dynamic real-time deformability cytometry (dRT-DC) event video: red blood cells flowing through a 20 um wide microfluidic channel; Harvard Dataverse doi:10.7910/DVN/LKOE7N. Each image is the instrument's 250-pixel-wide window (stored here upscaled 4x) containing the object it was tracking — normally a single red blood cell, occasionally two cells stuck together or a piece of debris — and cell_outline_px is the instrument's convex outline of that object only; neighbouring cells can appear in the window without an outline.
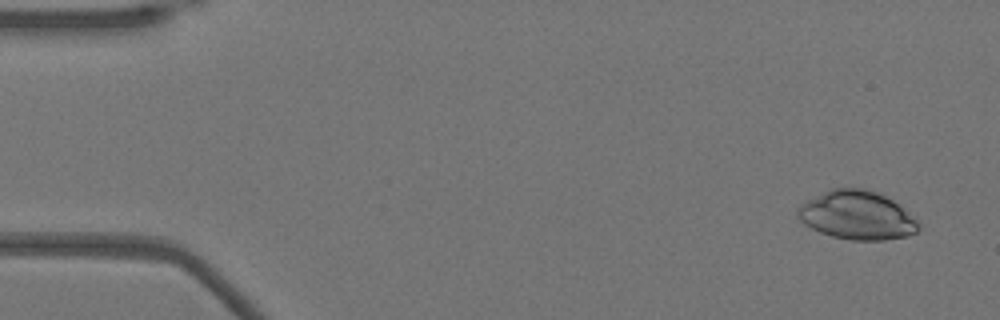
{"species": "Egyptian fruit bat (a non-hibernating species)", "species_latin": "Rousettus aegyptiacus", "temperature_condition": "warm", "stored_images_in_passage": 14, "camera_frame_rate_fps": 3000, "um_per_image_px": 0.085, "animal": {"sex": "female"}, "frame": {"image": 1, "passage_image": 3, "time_ms": 0.667, "image_size_px": [1000, 320], "cell_outline_px": [[920, 228], [916, 232], [908, 236], [884, 240], [852, 240], [832, 236], [820, 232], [804, 224], [796, 216], [796, 212], [800, 204], [832, 188], [864, 188], [876, 192], [892, 200], [908, 212], [920, 224]], "centroid_in_image_um": [72.84, 18.31], "position_along_channel_um": 12.2, "area_um2": 34.04}}